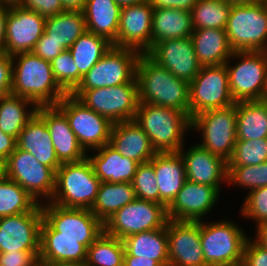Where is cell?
<instances>
[{"mask_svg": "<svg viewBox=\"0 0 267 266\" xmlns=\"http://www.w3.org/2000/svg\"><path fill=\"white\" fill-rule=\"evenodd\" d=\"M17 139L0 129V157L6 160L16 149Z\"/></svg>", "mask_w": 267, "mask_h": 266, "instance_id": "f5cc1de1", "label": "cell"}, {"mask_svg": "<svg viewBox=\"0 0 267 266\" xmlns=\"http://www.w3.org/2000/svg\"><path fill=\"white\" fill-rule=\"evenodd\" d=\"M123 240L103 232L87 251L86 266H123Z\"/></svg>", "mask_w": 267, "mask_h": 266, "instance_id": "74e56055", "label": "cell"}, {"mask_svg": "<svg viewBox=\"0 0 267 266\" xmlns=\"http://www.w3.org/2000/svg\"><path fill=\"white\" fill-rule=\"evenodd\" d=\"M248 238L233 221L208 223L200 220V242L206 266L242 265Z\"/></svg>", "mask_w": 267, "mask_h": 266, "instance_id": "52a82bcc", "label": "cell"}, {"mask_svg": "<svg viewBox=\"0 0 267 266\" xmlns=\"http://www.w3.org/2000/svg\"><path fill=\"white\" fill-rule=\"evenodd\" d=\"M242 266H267V250L253 238H248L245 244Z\"/></svg>", "mask_w": 267, "mask_h": 266, "instance_id": "c3c4849f", "label": "cell"}, {"mask_svg": "<svg viewBox=\"0 0 267 266\" xmlns=\"http://www.w3.org/2000/svg\"><path fill=\"white\" fill-rule=\"evenodd\" d=\"M56 106L66 115L70 128L86 153L109 143L113 123L108 118L89 109L72 94H67Z\"/></svg>", "mask_w": 267, "mask_h": 266, "instance_id": "4fadbf2b", "label": "cell"}, {"mask_svg": "<svg viewBox=\"0 0 267 266\" xmlns=\"http://www.w3.org/2000/svg\"><path fill=\"white\" fill-rule=\"evenodd\" d=\"M40 266H86L85 263L80 262H40Z\"/></svg>", "mask_w": 267, "mask_h": 266, "instance_id": "680465c9", "label": "cell"}, {"mask_svg": "<svg viewBox=\"0 0 267 266\" xmlns=\"http://www.w3.org/2000/svg\"><path fill=\"white\" fill-rule=\"evenodd\" d=\"M223 1H229L232 3H253V2H265L267 0H223Z\"/></svg>", "mask_w": 267, "mask_h": 266, "instance_id": "94428289", "label": "cell"}, {"mask_svg": "<svg viewBox=\"0 0 267 266\" xmlns=\"http://www.w3.org/2000/svg\"><path fill=\"white\" fill-rule=\"evenodd\" d=\"M227 183L239 187L255 188L267 186V161L258 165H246L238 167H227Z\"/></svg>", "mask_w": 267, "mask_h": 266, "instance_id": "7bdbcfd3", "label": "cell"}, {"mask_svg": "<svg viewBox=\"0 0 267 266\" xmlns=\"http://www.w3.org/2000/svg\"><path fill=\"white\" fill-rule=\"evenodd\" d=\"M43 222L40 237H69L87 248L104 232L103 222L90 209L41 204Z\"/></svg>", "mask_w": 267, "mask_h": 266, "instance_id": "277c9868", "label": "cell"}, {"mask_svg": "<svg viewBox=\"0 0 267 266\" xmlns=\"http://www.w3.org/2000/svg\"><path fill=\"white\" fill-rule=\"evenodd\" d=\"M9 5L0 4V48L3 50L6 39V19Z\"/></svg>", "mask_w": 267, "mask_h": 266, "instance_id": "11a10c76", "label": "cell"}, {"mask_svg": "<svg viewBox=\"0 0 267 266\" xmlns=\"http://www.w3.org/2000/svg\"><path fill=\"white\" fill-rule=\"evenodd\" d=\"M51 68L55 80L67 94H71L82 81L83 77L79 74L73 56L68 49L51 61Z\"/></svg>", "mask_w": 267, "mask_h": 266, "instance_id": "b9f144b4", "label": "cell"}, {"mask_svg": "<svg viewBox=\"0 0 267 266\" xmlns=\"http://www.w3.org/2000/svg\"><path fill=\"white\" fill-rule=\"evenodd\" d=\"M169 266H206L200 242V221L168 220Z\"/></svg>", "mask_w": 267, "mask_h": 266, "instance_id": "ac0fdd59", "label": "cell"}, {"mask_svg": "<svg viewBox=\"0 0 267 266\" xmlns=\"http://www.w3.org/2000/svg\"><path fill=\"white\" fill-rule=\"evenodd\" d=\"M136 199L130 182H101L90 211L103 223L126 204Z\"/></svg>", "mask_w": 267, "mask_h": 266, "instance_id": "d6a6232c", "label": "cell"}, {"mask_svg": "<svg viewBox=\"0 0 267 266\" xmlns=\"http://www.w3.org/2000/svg\"><path fill=\"white\" fill-rule=\"evenodd\" d=\"M5 177V160L0 157V179Z\"/></svg>", "mask_w": 267, "mask_h": 266, "instance_id": "6125c7cd", "label": "cell"}, {"mask_svg": "<svg viewBox=\"0 0 267 266\" xmlns=\"http://www.w3.org/2000/svg\"><path fill=\"white\" fill-rule=\"evenodd\" d=\"M236 51H267V1L232 3L225 28Z\"/></svg>", "mask_w": 267, "mask_h": 266, "instance_id": "8992f818", "label": "cell"}, {"mask_svg": "<svg viewBox=\"0 0 267 266\" xmlns=\"http://www.w3.org/2000/svg\"><path fill=\"white\" fill-rule=\"evenodd\" d=\"M139 103L172 108L189 115V82L176 78L146 53L136 64Z\"/></svg>", "mask_w": 267, "mask_h": 266, "instance_id": "6da1fadb", "label": "cell"}, {"mask_svg": "<svg viewBox=\"0 0 267 266\" xmlns=\"http://www.w3.org/2000/svg\"><path fill=\"white\" fill-rule=\"evenodd\" d=\"M134 121L143 129L157 153H178L184 135L191 129V118L183 111L139 103Z\"/></svg>", "mask_w": 267, "mask_h": 266, "instance_id": "3957f363", "label": "cell"}, {"mask_svg": "<svg viewBox=\"0 0 267 266\" xmlns=\"http://www.w3.org/2000/svg\"><path fill=\"white\" fill-rule=\"evenodd\" d=\"M244 200L241 214L255 220L256 226L267 223V186L249 191Z\"/></svg>", "mask_w": 267, "mask_h": 266, "instance_id": "f6af8a7d", "label": "cell"}, {"mask_svg": "<svg viewBox=\"0 0 267 266\" xmlns=\"http://www.w3.org/2000/svg\"><path fill=\"white\" fill-rule=\"evenodd\" d=\"M88 248L69 237H40V262L86 263Z\"/></svg>", "mask_w": 267, "mask_h": 266, "instance_id": "d590c367", "label": "cell"}, {"mask_svg": "<svg viewBox=\"0 0 267 266\" xmlns=\"http://www.w3.org/2000/svg\"><path fill=\"white\" fill-rule=\"evenodd\" d=\"M189 116L211 109L236 104L229 87L225 64L202 66L198 75L189 83Z\"/></svg>", "mask_w": 267, "mask_h": 266, "instance_id": "7c38bea8", "label": "cell"}, {"mask_svg": "<svg viewBox=\"0 0 267 266\" xmlns=\"http://www.w3.org/2000/svg\"><path fill=\"white\" fill-rule=\"evenodd\" d=\"M153 167L159 187V204L168 207L186 181L183 158L179 153H157Z\"/></svg>", "mask_w": 267, "mask_h": 266, "instance_id": "4316f807", "label": "cell"}, {"mask_svg": "<svg viewBox=\"0 0 267 266\" xmlns=\"http://www.w3.org/2000/svg\"><path fill=\"white\" fill-rule=\"evenodd\" d=\"M3 54L2 49L0 48V56Z\"/></svg>", "mask_w": 267, "mask_h": 266, "instance_id": "e7e4bbea", "label": "cell"}, {"mask_svg": "<svg viewBox=\"0 0 267 266\" xmlns=\"http://www.w3.org/2000/svg\"><path fill=\"white\" fill-rule=\"evenodd\" d=\"M100 184L87 157L62 163L55 172V189L49 202L66 208L91 209Z\"/></svg>", "mask_w": 267, "mask_h": 266, "instance_id": "5b68a950", "label": "cell"}, {"mask_svg": "<svg viewBox=\"0 0 267 266\" xmlns=\"http://www.w3.org/2000/svg\"><path fill=\"white\" fill-rule=\"evenodd\" d=\"M169 218L167 207L152 201L136 198L115 212L104 224V232L124 238L166 226Z\"/></svg>", "mask_w": 267, "mask_h": 266, "instance_id": "8fae6325", "label": "cell"}, {"mask_svg": "<svg viewBox=\"0 0 267 266\" xmlns=\"http://www.w3.org/2000/svg\"><path fill=\"white\" fill-rule=\"evenodd\" d=\"M65 50L67 49L62 44H58L51 40H46V34L43 33L41 38L37 41L32 52L40 58L51 62Z\"/></svg>", "mask_w": 267, "mask_h": 266, "instance_id": "681fc988", "label": "cell"}, {"mask_svg": "<svg viewBox=\"0 0 267 266\" xmlns=\"http://www.w3.org/2000/svg\"><path fill=\"white\" fill-rule=\"evenodd\" d=\"M140 54L132 48L112 46L86 73L75 90H92L131 83L136 78V64Z\"/></svg>", "mask_w": 267, "mask_h": 266, "instance_id": "5bb4252c", "label": "cell"}, {"mask_svg": "<svg viewBox=\"0 0 267 266\" xmlns=\"http://www.w3.org/2000/svg\"><path fill=\"white\" fill-rule=\"evenodd\" d=\"M46 18L36 11L18 5L9 7L6 19V39L2 52L13 56L32 52L45 30Z\"/></svg>", "mask_w": 267, "mask_h": 266, "instance_id": "e0dca14e", "label": "cell"}, {"mask_svg": "<svg viewBox=\"0 0 267 266\" xmlns=\"http://www.w3.org/2000/svg\"><path fill=\"white\" fill-rule=\"evenodd\" d=\"M109 144L123 157L139 164L150 161L157 154L147 134L134 120L113 123Z\"/></svg>", "mask_w": 267, "mask_h": 266, "instance_id": "cb8c5ba5", "label": "cell"}, {"mask_svg": "<svg viewBox=\"0 0 267 266\" xmlns=\"http://www.w3.org/2000/svg\"><path fill=\"white\" fill-rule=\"evenodd\" d=\"M232 58L240 61L232 66ZM229 59L225 65L235 102L263 100L267 93V51H236Z\"/></svg>", "mask_w": 267, "mask_h": 266, "instance_id": "ba28073f", "label": "cell"}, {"mask_svg": "<svg viewBox=\"0 0 267 266\" xmlns=\"http://www.w3.org/2000/svg\"><path fill=\"white\" fill-rule=\"evenodd\" d=\"M18 6L36 11L45 18L65 11L60 0H21Z\"/></svg>", "mask_w": 267, "mask_h": 266, "instance_id": "7dc6e473", "label": "cell"}, {"mask_svg": "<svg viewBox=\"0 0 267 266\" xmlns=\"http://www.w3.org/2000/svg\"><path fill=\"white\" fill-rule=\"evenodd\" d=\"M149 1L122 7L115 47L146 53L152 47V14Z\"/></svg>", "mask_w": 267, "mask_h": 266, "instance_id": "ffe728a7", "label": "cell"}, {"mask_svg": "<svg viewBox=\"0 0 267 266\" xmlns=\"http://www.w3.org/2000/svg\"><path fill=\"white\" fill-rule=\"evenodd\" d=\"M38 202L18 183L0 179V218L30 212Z\"/></svg>", "mask_w": 267, "mask_h": 266, "instance_id": "ab89813d", "label": "cell"}, {"mask_svg": "<svg viewBox=\"0 0 267 266\" xmlns=\"http://www.w3.org/2000/svg\"><path fill=\"white\" fill-rule=\"evenodd\" d=\"M5 177L18 183L39 204L38 199L45 198L49 202L54 193L55 172L39 163L31 153L17 147L5 160Z\"/></svg>", "mask_w": 267, "mask_h": 266, "instance_id": "9a60e30c", "label": "cell"}, {"mask_svg": "<svg viewBox=\"0 0 267 266\" xmlns=\"http://www.w3.org/2000/svg\"><path fill=\"white\" fill-rule=\"evenodd\" d=\"M12 60L11 94L25 97L37 106L57 105L67 95L54 78L51 62L33 52L15 54Z\"/></svg>", "mask_w": 267, "mask_h": 266, "instance_id": "7a4b0ae2", "label": "cell"}, {"mask_svg": "<svg viewBox=\"0 0 267 266\" xmlns=\"http://www.w3.org/2000/svg\"><path fill=\"white\" fill-rule=\"evenodd\" d=\"M232 2L223 0H198L191 11L194 29H225Z\"/></svg>", "mask_w": 267, "mask_h": 266, "instance_id": "f35d334b", "label": "cell"}, {"mask_svg": "<svg viewBox=\"0 0 267 266\" xmlns=\"http://www.w3.org/2000/svg\"><path fill=\"white\" fill-rule=\"evenodd\" d=\"M29 106H32L29 108ZM29 108V111L26 109ZM31 109V110H30ZM38 106L31 100L9 94L0 98V129L16 139L28 121L37 112Z\"/></svg>", "mask_w": 267, "mask_h": 266, "instance_id": "836d02e7", "label": "cell"}, {"mask_svg": "<svg viewBox=\"0 0 267 266\" xmlns=\"http://www.w3.org/2000/svg\"><path fill=\"white\" fill-rule=\"evenodd\" d=\"M264 100L267 102V93H266V96H265Z\"/></svg>", "mask_w": 267, "mask_h": 266, "instance_id": "03108f58", "label": "cell"}, {"mask_svg": "<svg viewBox=\"0 0 267 266\" xmlns=\"http://www.w3.org/2000/svg\"><path fill=\"white\" fill-rule=\"evenodd\" d=\"M267 161V138L237 140L227 167L258 165Z\"/></svg>", "mask_w": 267, "mask_h": 266, "instance_id": "60d3db41", "label": "cell"}, {"mask_svg": "<svg viewBox=\"0 0 267 266\" xmlns=\"http://www.w3.org/2000/svg\"><path fill=\"white\" fill-rule=\"evenodd\" d=\"M42 222L39 203L30 212L0 218V253L39 251Z\"/></svg>", "mask_w": 267, "mask_h": 266, "instance_id": "2e32d148", "label": "cell"}, {"mask_svg": "<svg viewBox=\"0 0 267 266\" xmlns=\"http://www.w3.org/2000/svg\"><path fill=\"white\" fill-rule=\"evenodd\" d=\"M190 38L202 66L225 64L234 52L225 29H194Z\"/></svg>", "mask_w": 267, "mask_h": 266, "instance_id": "83f0119b", "label": "cell"}, {"mask_svg": "<svg viewBox=\"0 0 267 266\" xmlns=\"http://www.w3.org/2000/svg\"><path fill=\"white\" fill-rule=\"evenodd\" d=\"M256 228L257 232L254 241L267 250V223L258 225Z\"/></svg>", "mask_w": 267, "mask_h": 266, "instance_id": "9f6ffc18", "label": "cell"}, {"mask_svg": "<svg viewBox=\"0 0 267 266\" xmlns=\"http://www.w3.org/2000/svg\"><path fill=\"white\" fill-rule=\"evenodd\" d=\"M237 140L267 138V102H236Z\"/></svg>", "mask_w": 267, "mask_h": 266, "instance_id": "1f68e13d", "label": "cell"}, {"mask_svg": "<svg viewBox=\"0 0 267 266\" xmlns=\"http://www.w3.org/2000/svg\"><path fill=\"white\" fill-rule=\"evenodd\" d=\"M216 187L186 180L175 199L167 207V215L174 221H200L212 211L219 197Z\"/></svg>", "mask_w": 267, "mask_h": 266, "instance_id": "44dd1931", "label": "cell"}, {"mask_svg": "<svg viewBox=\"0 0 267 266\" xmlns=\"http://www.w3.org/2000/svg\"><path fill=\"white\" fill-rule=\"evenodd\" d=\"M125 254L151 258L161 266H169L168 236L166 226L130 235L123 239Z\"/></svg>", "mask_w": 267, "mask_h": 266, "instance_id": "4dcf8cb0", "label": "cell"}, {"mask_svg": "<svg viewBox=\"0 0 267 266\" xmlns=\"http://www.w3.org/2000/svg\"><path fill=\"white\" fill-rule=\"evenodd\" d=\"M71 94L112 123L134 120L139 104L136 78L131 83L92 90H74Z\"/></svg>", "mask_w": 267, "mask_h": 266, "instance_id": "30bf717a", "label": "cell"}, {"mask_svg": "<svg viewBox=\"0 0 267 266\" xmlns=\"http://www.w3.org/2000/svg\"><path fill=\"white\" fill-rule=\"evenodd\" d=\"M121 8L144 3L148 0H114Z\"/></svg>", "mask_w": 267, "mask_h": 266, "instance_id": "91938a15", "label": "cell"}, {"mask_svg": "<svg viewBox=\"0 0 267 266\" xmlns=\"http://www.w3.org/2000/svg\"><path fill=\"white\" fill-rule=\"evenodd\" d=\"M150 5L154 8H173L181 9L188 12L193 10L198 0H148Z\"/></svg>", "mask_w": 267, "mask_h": 266, "instance_id": "816d5d0a", "label": "cell"}, {"mask_svg": "<svg viewBox=\"0 0 267 266\" xmlns=\"http://www.w3.org/2000/svg\"><path fill=\"white\" fill-rule=\"evenodd\" d=\"M136 198L159 204V187L153 167V158L140 163L131 182Z\"/></svg>", "mask_w": 267, "mask_h": 266, "instance_id": "ee69618b", "label": "cell"}, {"mask_svg": "<svg viewBox=\"0 0 267 266\" xmlns=\"http://www.w3.org/2000/svg\"><path fill=\"white\" fill-rule=\"evenodd\" d=\"M37 113L45 120L53 147L61 163L79 162L87 157L66 115L56 106H38Z\"/></svg>", "mask_w": 267, "mask_h": 266, "instance_id": "7402d4cb", "label": "cell"}, {"mask_svg": "<svg viewBox=\"0 0 267 266\" xmlns=\"http://www.w3.org/2000/svg\"><path fill=\"white\" fill-rule=\"evenodd\" d=\"M82 12L86 31L116 42L121 7L114 0H86Z\"/></svg>", "mask_w": 267, "mask_h": 266, "instance_id": "f1b7e54d", "label": "cell"}, {"mask_svg": "<svg viewBox=\"0 0 267 266\" xmlns=\"http://www.w3.org/2000/svg\"><path fill=\"white\" fill-rule=\"evenodd\" d=\"M17 148L31 153L35 159L54 172L61 166L45 120L36 112L17 138Z\"/></svg>", "mask_w": 267, "mask_h": 266, "instance_id": "d4e9b609", "label": "cell"}, {"mask_svg": "<svg viewBox=\"0 0 267 266\" xmlns=\"http://www.w3.org/2000/svg\"><path fill=\"white\" fill-rule=\"evenodd\" d=\"M123 266H161L157 261L148 258H139L133 255H124Z\"/></svg>", "mask_w": 267, "mask_h": 266, "instance_id": "db71d44e", "label": "cell"}, {"mask_svg": "<svg viewBox=\"0 0 267 266\" xmlns=\"http://www.w3.org/2000/svg\"><path fill=\"white\" fill-rule=\"evenodd\" d=\"M0 266H40L39 251H9L0 253Z\"/></svg>", "mask_w": 267, "mask_h": 266, "instance_id": "bcb514c9", "label": "cell"}, {"mask_svg": "<svg viewBox=\"0 0 267 266\" xmlns=\"http://www.w3.org/2000/svg\"><path fill=\"white\" fill-rule=\"evenodd\" d=\"M86 32L83 12L65 10L55 16L46 18V40L62 44L66 49Z\"/></svg>", "mask_w": 267, "mask_h": 266, "instance_id": "e575fe53", "label": "cell"}, {"mask_svg": "<svg viewBox=\"0 0 267 266\" xmlns=\"http://www.w3.org/2000/svg\"><path fill=\"white\" fill-rule=\"evenodd\" d=\"M193 30L191 12L173 8L153 10L152 46L164 40L189 37Z\"/></svg>", "mask_w": 267, "mask_h": 266, "instance_id": "f546056e", "label": "cell"}, {"mask_svg": "<svg viewBox=\"0 0 267 266\" xmlns=\"http://www.w3.org/2000/svg\"><path fill=\"white\" fill-rule=\"evenodd\" d=\"M146 54L158 65L168 69L176 78L189 83L202 67L196 57L190 36L161 41L152 46Z\"/></svg>", "mask_w": 267, "mask_h": 266, "instance_id": "d6986e66", "label": "cell"}, {"mask_svg": "<svg viewBox=\"0 0 267 266\" xmlns=\"http://www.w3.org/2000/svg\"><path fill=\"white\" fill-rule=\"evenodd\" d=\"M184 148L178 153L183 158L186 180L216 187L220 191V183L227 182V162L198 144L191 146L187 152Z\"/></svg>", "mask_w": 267, "mask_h": 266, "instance_id": "603a6c76", "label": "cell"}, {"mask_svg": "<svg viewBox=\"0 0 267 266\" xmlns=\"http://www.w3.org/2000/svg\"><path fill=\"white\" fill-rule=\"evenodd\" d=\"M112 46L107 39L86 31L68 50L73 56L79 74L84 77Z\"/></svg>", "mask_w": 267, "mask_h": 266, "instance_id": "8d00e7d4", "label": "cell"}, {"mask_svg": "<svg viewBox=\"0 0 267 266\" xmlns=\"http://www.w3.org/2000/svg\"><path fill=\"white\" fill-rule=\"evenodd\" d=\"M236 104L203 111L191 119V129L202 132L198 145L226 162L237 141Z\"/></svg>", "mask_w": 267, "mask_h": 266, "instance_id": "9c48e42d", "label": "cell"}, {"mask_svg": "<svg viewBox=\"0 0 267 266\" xmlns=\"http://www.w3.org/2000/svg\"><path fill=\"white\" fill-rule=\"evenodd\" d=\"M21 0H0V4H6L9 6L18 5Z\"/></svg>", "mask_w": 267, "mask_h": 266, "instance_id": "be15d7a7", "label": "cell"}, {"mask_svg": "<svg viewBox=\"0 0 267 266\" xmlns=\"http://www.w3.org/2000/svg\"><path fill=\"white\" fill-rule=\"evenodd\" d=\"M64 10L83 11L86 0H60Z\"/></svg>", "mask_w": 267, "mask_h": 266, "instance_id": "6f0895ef", "label": "cell"}, {"mask_svg": "<svg viewBox=\"0 0 267 266\" xmlns=\"http://www.w3.org/2000/svg\"><path fill=\"white\" fill-rule=\"evenodd\" d=\"M12 75V56L3 53L0 56V98L11 94Z\"/></svg>", "mask_w": 267, "mask_h": 266, "instance_id": "f907efd6", "label": "cell"}, {"mask_svg": "<svg viewBox=\"0 0 267 266\" xmlns=\"http://www.w3.org/2000/svg\"><path fill=\"white\" fill-rule=\"evenodd\" d=\"M96 154L88 156L95 175L101 182H132L139 163L123 157L109 143L95 149Z\"/></svg>", "mask_w": 267, "mask_h": 266, "instance_id": "484cf974", "label": "cell"}]
</instances>
